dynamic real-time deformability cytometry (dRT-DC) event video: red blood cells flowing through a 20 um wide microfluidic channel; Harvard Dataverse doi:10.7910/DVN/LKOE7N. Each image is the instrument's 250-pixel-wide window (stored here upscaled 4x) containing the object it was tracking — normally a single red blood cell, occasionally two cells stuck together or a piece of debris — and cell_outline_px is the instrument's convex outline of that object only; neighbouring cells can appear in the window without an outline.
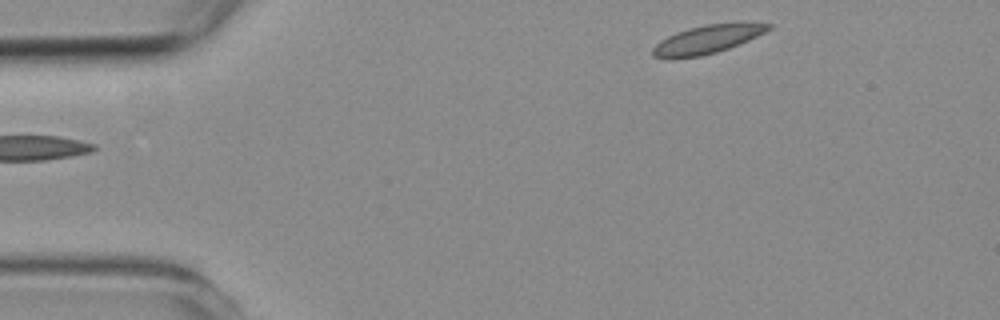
{"species": "common noctule bat (a hibernating species)", "species_latin": "Nyctalus noctula", "temperature_condition": "room temperature", "stored_images_in_passage": 3, "camera_frame_rate_fps": 3000, "um_per_image_px": 0.085, "animal": {"sex": "female", "body_mass_g": 19.3, "forearm_length_mm": 54.1}, "frame": {"image": 1, "passage_image": 1, "time_ms": 0.0, "image_size_px": [1000, 320], "cell_outline_px": [[772, 28], [748, 40], [728, 48], [716, 52], [700, 56], [672, 60], [668, 60], [652, 56], [652, 48], [660, 40], [676, 32], [688, 28], [704, 24], [772, 24]], "centroid_in_image_um": [59.98, 3.39], "position_along_channel_um": 25.0, "area_um2": 18.9}}